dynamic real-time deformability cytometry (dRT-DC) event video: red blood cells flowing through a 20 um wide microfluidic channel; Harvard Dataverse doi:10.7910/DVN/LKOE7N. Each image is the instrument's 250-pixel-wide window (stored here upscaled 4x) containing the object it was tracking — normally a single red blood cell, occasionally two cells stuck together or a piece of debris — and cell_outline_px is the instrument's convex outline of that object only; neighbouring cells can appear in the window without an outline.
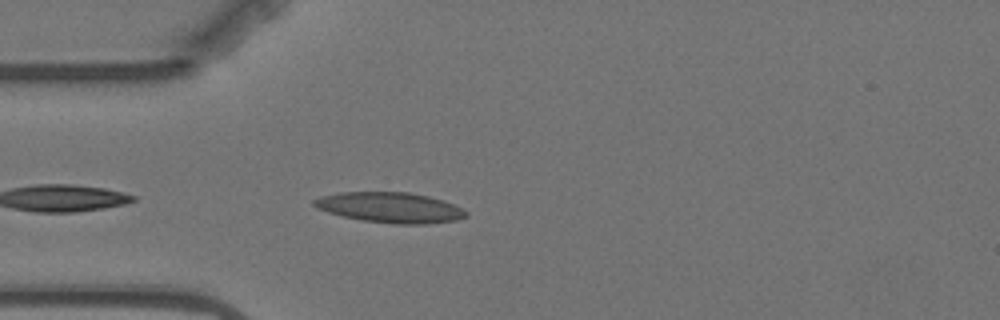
{"species": "Egyptian fruit bat (a non-hibernating species)", "species_latin": "Rousettus aegyptiacus", "temperature_condition": "warm", "stored_images_in_passage": 6, "camera_frame_rate_fps": 3000, "um_per_image_px": 0.085, "animal": {"sex": "female"}, "frame": {"image": 1, "passage_image": 6, "time_ms": 6.0, "image_size_px": [1000, 320], "cell_outline_px": [[468, 216], [456, 220], [428, 224], [396, 224], [364, 220], [344, 216], [328, 212], [316, 208], [312, 204], [312, 200], [320, 196], [340, 192], [408, 192], [428, 196], [444, 200], [468, 212]], "centroid_in_image_um": [33.16, 17.63], "position_along_channel_um": 51.8, "area_um2": 26.88}}